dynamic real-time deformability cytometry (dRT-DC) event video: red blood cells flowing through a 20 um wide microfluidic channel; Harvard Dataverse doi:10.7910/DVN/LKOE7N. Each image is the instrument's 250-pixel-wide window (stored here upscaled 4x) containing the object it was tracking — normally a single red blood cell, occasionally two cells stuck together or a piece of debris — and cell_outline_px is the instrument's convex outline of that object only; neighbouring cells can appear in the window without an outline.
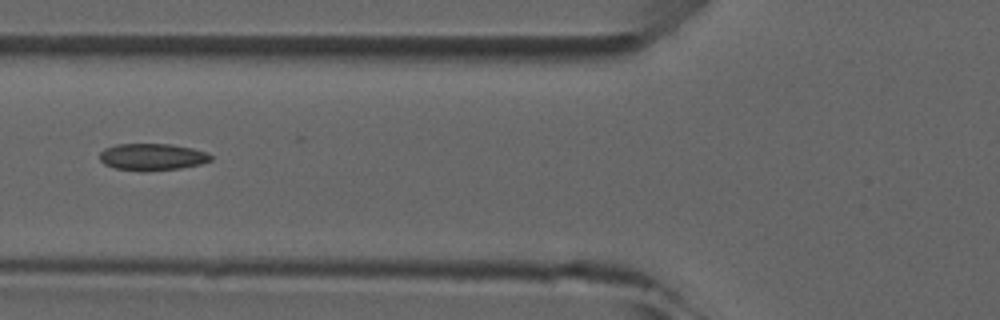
{"species": "common noctule bat (a hibernating species)", "species_latin": "Nyctalus noctula", "temperature_condition": "room temperature", "stored_images_in_passage": 7, "camera_frame_rate_fps": 3000, "um_per_image_px": 0.085, "animal": {"sex": "male", "forearm_length_mm": 52.5}, "frame": {"image": 1, "passage_image": 5, "time_ms": 5.0, "image_size_px": [1000, 320], "cell_outline_px": [[212, 160], [200, 164], [180, 168], [144, 172], [140, 172], [116, 168], [104, 164], [100, 160], [100, 152], [104, 148], [116, 144], [172, 144], [192, 148], [208, 152], [212, 156]], "centroid_in_image_um": [12.94, 13.34], "position_along_channel_um": 112.9, "area_um2": 17.63}}
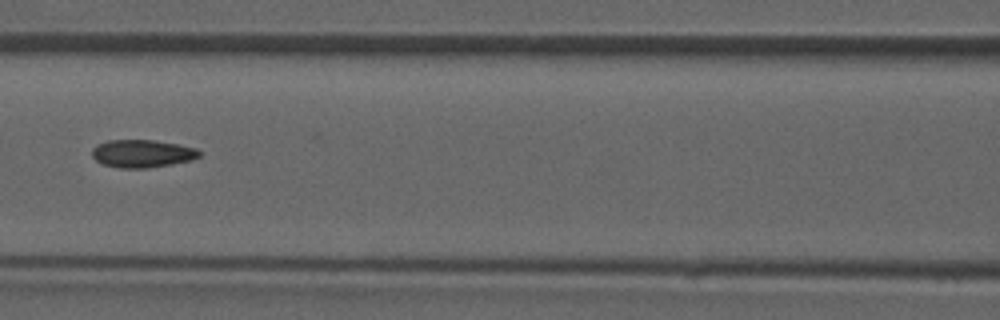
{"frame": {"image": 2, "passage_image": 6, "time_ms": 6.0, "image_size_px": [1000, 320], "cell_outline_px": [[200, 156], [192, 160], [172, 164], [148, 168], [120, 168], [104, 164], [96, 160], [92, 156], [92, 148], [96, 144], [108, 140], [152, 140], [176, 144], [196, 148], [200, 152]], "centroid_in_image_um": [12.07, 13.05], "position_along_channel_um": 154.5, "area_um2": 17.34}}